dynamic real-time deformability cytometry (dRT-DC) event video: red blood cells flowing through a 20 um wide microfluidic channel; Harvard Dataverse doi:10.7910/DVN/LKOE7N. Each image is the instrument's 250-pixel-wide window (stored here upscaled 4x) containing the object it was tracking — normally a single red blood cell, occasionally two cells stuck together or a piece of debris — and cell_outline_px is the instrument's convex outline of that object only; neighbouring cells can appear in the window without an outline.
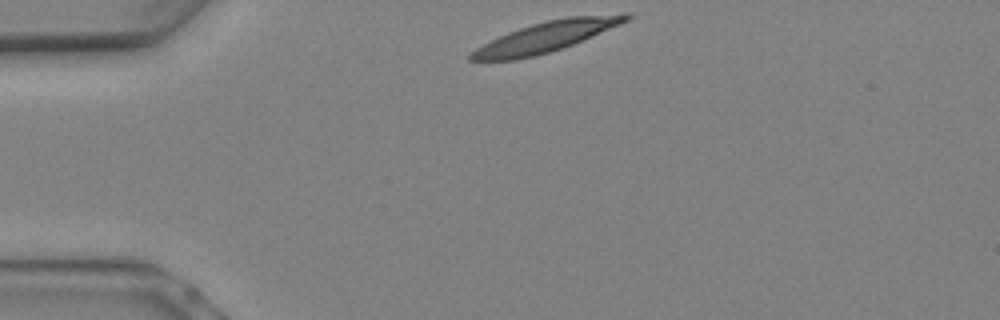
{"species": "Egyptian fruit bat (a non-hibernating species)", "species_latin": "Rousettus aegyptiacus", "temperature_condition": "warm", "stored_images_in_passage": 4, "camera_frame_rate_fps": 3000, "um_per_image_px": 0.085, "animal": {"sex": "female"}, "frame": {"image": 1, "passage_image": 1, "time_ms": 0.0, "image_size_px": [1000, 320], "cell_outline_px": [[632, 16], [628, 20], [620, 24], [584, 40], [548, 52], [516, 60], [468, 60], [468, 56], [476, 48], [508, 32], [532, 24], [548, 20], [568, 16], [624, 12], [632, 12]], "centroid_in_image_um": [46.51, 3.09], "position_along_channel_um": 38.5, "area_um2": 27.22}}
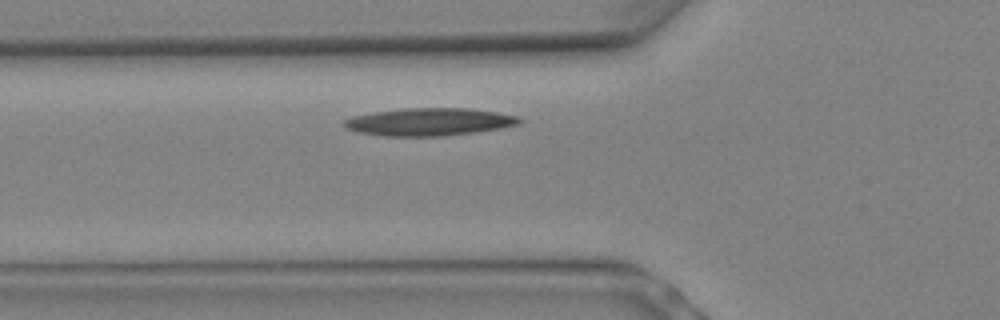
{"frame": {"image": 2, "passage_image": 4, "time_ms": 1.0, "image_size_px": [1000, 320], "cell_outline_px": [[524, 120], [520, 124], [500, 128], [476, 132], [440, 136], [384, 136], [356, 132], [340, 124], [340, 120], [352, 116], [372, 112], [404, 108], [468, 108], [496, 112], [520, 116]], "centroid_in_image_um": [36.45, 10.35], "position_along_channel_um": 89.3, "area_um2": 28.55}}